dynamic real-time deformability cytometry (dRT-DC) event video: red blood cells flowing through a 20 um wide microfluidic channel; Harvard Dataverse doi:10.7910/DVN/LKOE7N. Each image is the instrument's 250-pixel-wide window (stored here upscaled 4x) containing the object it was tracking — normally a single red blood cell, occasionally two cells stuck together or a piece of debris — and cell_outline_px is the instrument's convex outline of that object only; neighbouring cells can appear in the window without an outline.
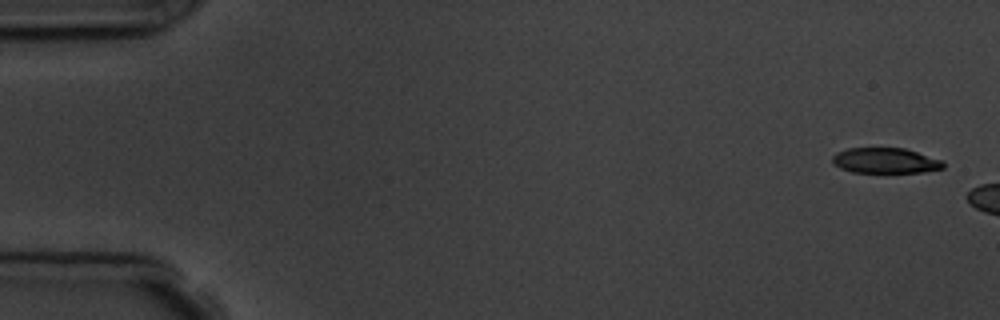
{"species": "common noctule bat (a hibernating species)", "species_latin": "Nyctalus noctula", "temperature_condition": "room temperature", "stored_images_in_passage": 3, "camera_frame_rate_fps": 3000, "um_per_image_px": 0.085, "animal": {"sex": "male", "body_mass_g": 19.5, "forearm_length_mm": 54.6}, "frame": {"image": 1, "passage_image": 1, "time_ms": 0.0, "image_size_px": [1000, 320], "cell_outline_px": [[944, 168], [924, 172], [852, 172], [840, 168], [832, 160], [832, 156], [836, 152], [848, 148], [904, 148], [944, 160]], "centroid_in_image_um": [75.28, 13.65], "position_along_channel_um": 9.7, "area_um2": 16.42}}